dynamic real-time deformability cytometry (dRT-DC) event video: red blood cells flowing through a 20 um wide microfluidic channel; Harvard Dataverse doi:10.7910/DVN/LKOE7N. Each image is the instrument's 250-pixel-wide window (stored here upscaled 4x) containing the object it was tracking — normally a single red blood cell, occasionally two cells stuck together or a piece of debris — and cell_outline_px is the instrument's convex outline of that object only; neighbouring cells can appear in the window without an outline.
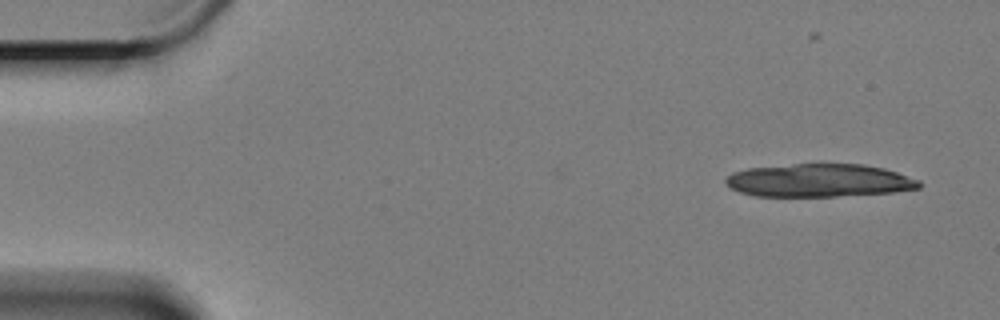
{"species": "Egyptian fruit bat (a non-hibernating species)", "species_latin": "Rousettus aegyptiacus", "temperature_condition": "cold", "stored_images_in_passage": 16, "camera_frame_rate_fps": 3000, "um_per_image_px": 0.085, "animal": {"sex": "female"}, "frame": {"image": 1, "passage_image": 3, "time_ms": 0.667, "image_size_px": [1000, 320], "cell_outline_px": [[924, 184], [920, 188], [892, 192], [836, 196], [756, 196], [740, 192], [728, 188], [724, 184], [724, 180], [732, 172], [748, 168], [792, 164], [864, 164], [884, 168], [920, 180]], "centroid_in_image_um": [69.61, 15.34], "position_along_channel_um": 15.4, "area_um2": 37.45}}